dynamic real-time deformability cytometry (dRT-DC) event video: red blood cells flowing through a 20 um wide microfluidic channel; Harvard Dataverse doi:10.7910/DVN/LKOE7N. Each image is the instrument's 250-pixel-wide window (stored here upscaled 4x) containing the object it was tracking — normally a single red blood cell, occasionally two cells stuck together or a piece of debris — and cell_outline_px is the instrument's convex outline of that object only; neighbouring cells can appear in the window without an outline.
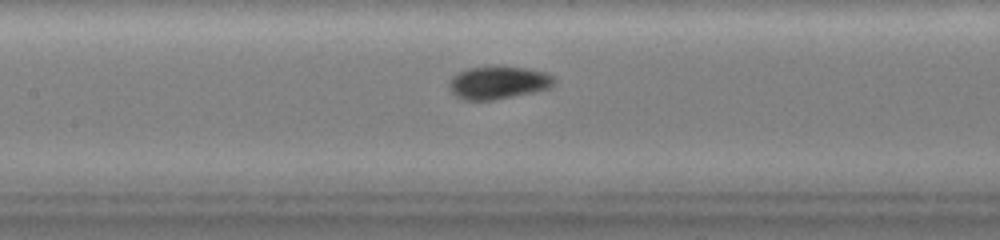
{"species": "common noctule bat (a hibernating species)", "species_latin": "Nyctalus noctula", "temperature_condition": "warm", "stored_images_in_passage": 64, "camera_frame_rate_fps": 3000, "um_per_image_px": 0.085, "animal": {"sex": "female", "body_mass_g": 19.0, "forearm_length_mm": 51.5}, "frame": {"image": 1, "passage_image": 28, "time_ms": 9.0, "image_size_px": [1000, 240], "cell_outline_px": [[556, 80], [548, 88], [532, 92], [492, 100], [464, 100], [456, 96], [452, 92], [448, 84], [452, 76], [456, 72], [468, 68], [528, 68], [548, 72]], "centroid_in_image_um": [42.32, 7.03], "position_along_channel_um": 165.1, "area_um2": 19.65}}
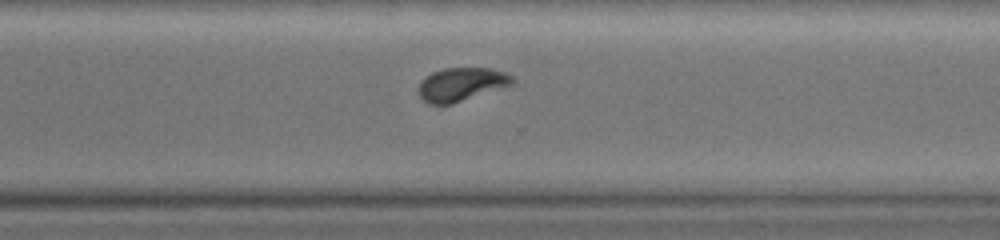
{"frame": {"image": 2, "passage_image": 47, "time_ms": 15.333, "image_size_px": [1000, 240], "cell_outline_px": [[516, 80], [512, 84], [452, 104], [428, 104], [420, 96], [416, 88], [432, 72], [444, 68], [492, 68], [504, 72], [512, 76]], "centroid_in_image_um": [39.21, 7.16], "position_along_channel_um": 331.4, "area_um2": 18.09}}
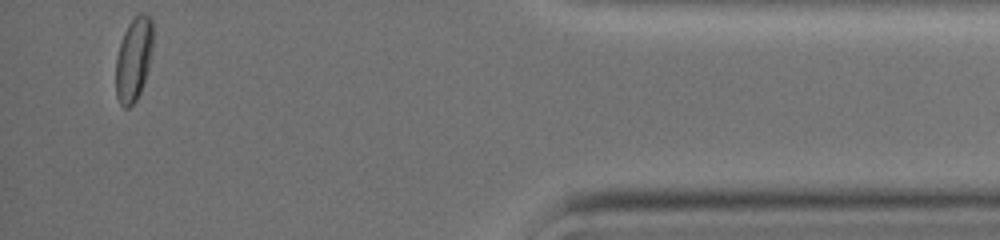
{"frame": {"image": 3, "passage_image": 63, "time_ms": 20.667, "image_size_px": [1000, 240], "cell_outline_px": [[152, 52], [148, 68], [140, 92], [136, 100], [128, 108], [124, 108], [120, 104], [116, 96], [116, 56], [124, 32], [128, 24], [140, 12], [144, 12], [152, 20]], "centroid_in_image_um": [11.35, 5.03], "position_along_channel_um": 423.8, "area_um2": 18.03}, "authors_computed_cell_mechanics": {"area_um2": 18.8139, "velocity_mm_per_s": 2.6251, "shape_relaxation_time_tau1_ms": 4.6269, "shape_relaxation_time_tau2_ms": 2.3979, "deformation_change_tau1": 0.0938, "deformation_change_tau2": 0.0503}}